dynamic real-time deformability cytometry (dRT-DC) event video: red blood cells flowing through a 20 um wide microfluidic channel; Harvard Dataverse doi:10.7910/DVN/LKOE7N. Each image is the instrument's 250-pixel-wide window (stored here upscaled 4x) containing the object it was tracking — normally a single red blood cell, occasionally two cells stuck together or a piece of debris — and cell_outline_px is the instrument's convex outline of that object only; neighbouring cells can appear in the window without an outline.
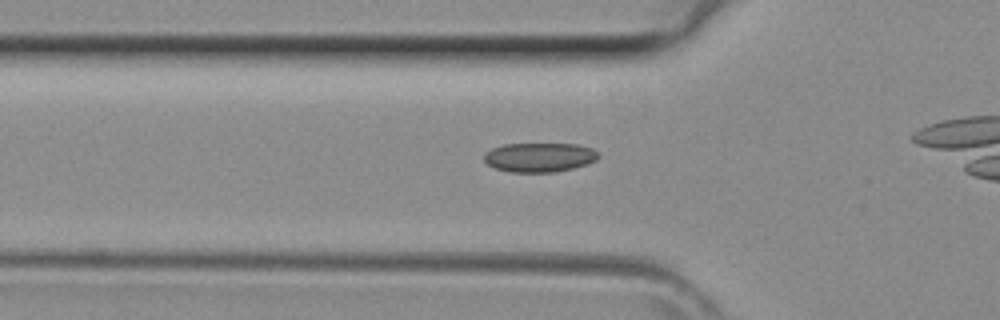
{"species": "common noctule bat (a hibernating species)", "species_latin": "Nyctalus noctula", "temperature_condition": "room temperature", "stored_images_in_passage": 30, "camera_frame_rate_fps": 3000, "um_per_image_px": 0.085, "animal": {"sex": "female", "body_mass_g": 29.2, "forearm_length_mm": 56.3}, "frame": {"image": 1, "passage_image": 10, "time_ms": 3.0, "image_size_px": [1000, 320], "cell_outline_px": [[600, 156], [596, 160], [572, 168], [552, 172], [508, 172], [496, 168], [488, 164], [484, 160], [484, 152], [492, 148], [504, 144], [576, 144], [592, 148]], "centroid_in_image_um": [45.81, 13.36], "position_along_channel_um": 80.0, "area_um2": 19.36}}
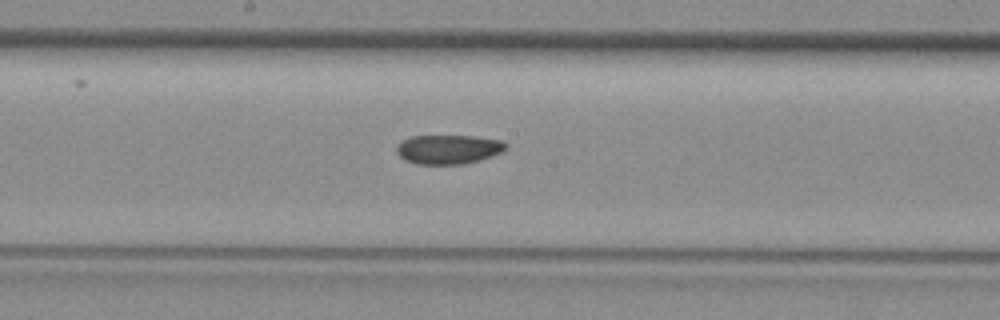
{"frame": {"image": 2, "passage_image": 18, "time_ms": 5.667, "image_size_px": [1000, 320], "cell_outline_px": [[508, 144], [500, 152], [480, 160], [464, 164], [416, 164], [404, 160], [396, 152], [396, 148], [404, 140], [412, 136], [472, 136], [500, 140]], "centroid_in_image_um": [38.09, 12.7], "position_along_channel_um": 210.1, "area_um2": 18.38}}
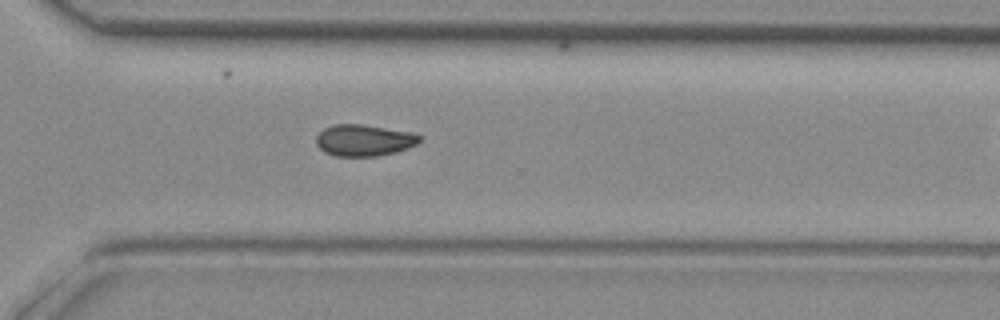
{"frame": {"image": 3, "passage_image": 26, "time_ms": 8.333, "image_size_px": [1000, 320], "cell_outline_px": [[420, 140], [416, 144], [408, 148], [396, 152], [376, 156], [332, 156], [324, 152], [316, 144], [316, 136], [324, 128], [332, 124], [360, 124], [412, 132], [420, 136]], "centroid_in_image_um": [30.91, 11.92], "position_along_channel_um": 339.7, "area_um2": 19.02}}